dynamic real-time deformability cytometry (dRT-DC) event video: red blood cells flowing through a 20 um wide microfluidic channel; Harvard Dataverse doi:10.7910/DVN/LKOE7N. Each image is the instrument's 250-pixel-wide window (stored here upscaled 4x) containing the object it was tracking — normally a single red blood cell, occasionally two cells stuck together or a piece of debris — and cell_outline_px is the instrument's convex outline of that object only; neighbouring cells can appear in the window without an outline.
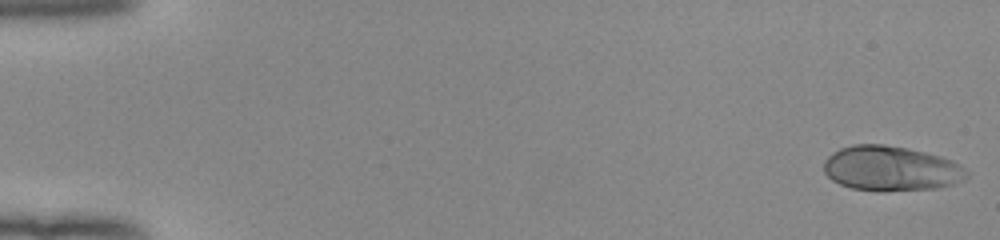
{"species": "human", "species_latin": "Homo sapiens", "temperature_condition": "room temperature", "stored_images_in_passage": 52, "camera_frame_rate_fps": 3000, "um_per_image_px": 0.085, "donor": {"sex": "female"}, "frame": {"image": 1, "passage_image": 1, "time_ms": 0.0, "image_size_px": [1000, 240], "cell_outline_px": [[968, 176], [964, 180], [952, 184], [936, 188], [884, 192], [880, 192], [852, 188], [840, 184], [832, 180], [824, 172], [824, 160], [832, 152], [840, 148], [852, 144], [884, 144], [908, 148], [940, 156], [952, 160], [964, 168], [968, 172]], "centroid_in_image_um": [75.71, 14.33], "position_along_channel_um": 9.3, "area_um2": 37.69}}
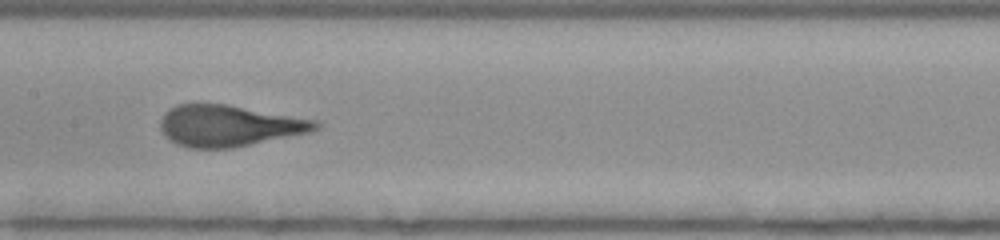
{"frame": {"image": 2, "passage_image": 27, "time_ms": 8.667, "image_size_px": [1000, 240], "cell_outline_px": [[320, 128], [308, 132], [232, 148], [188, 148], [168, 140], [164, 136], [160, 128], [160, 120], [164, 112], [168, 108], [176, 104], [228, 104], [316, 120], [320, 124]], "centroid_in_image_um": [19.4, 10.68], "position_along_channel_um": 188.0, "area_um2": 37.34}}
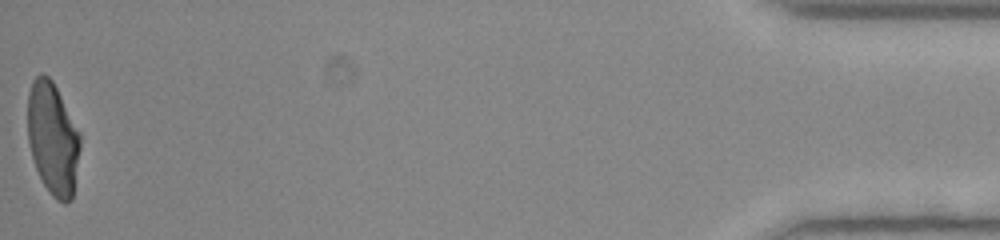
{"frame": {"image": 3, "passage_image": 52, "time_ms": 17.0, "image_size_px": [1000, 240], "cell_outline_px": [[80, 148], [72, 200], [64, 204], [56, 200], [52, 196], [44, 184], [36, 168], [32, 156], [28, 140], [28, 92], [32, 80], [40, 72], [44, 72], [52, 80], [80, 132]], "centroid_in_image_um": [4.49, 11.76], "position_along_channel_um": 430.7, "area_um2": 34.45}, "authors_computed_cell_mechanics": {"area_um2": 36.9053, "velocity_mm_per_s": 3.9846, "shape_relaxation_time_tau1_ms": 3.9489, "shape_relaxation_time_tau2_ms": null, "deformation_change_tau1": 0.207, "deformation_change_tau2": null}}